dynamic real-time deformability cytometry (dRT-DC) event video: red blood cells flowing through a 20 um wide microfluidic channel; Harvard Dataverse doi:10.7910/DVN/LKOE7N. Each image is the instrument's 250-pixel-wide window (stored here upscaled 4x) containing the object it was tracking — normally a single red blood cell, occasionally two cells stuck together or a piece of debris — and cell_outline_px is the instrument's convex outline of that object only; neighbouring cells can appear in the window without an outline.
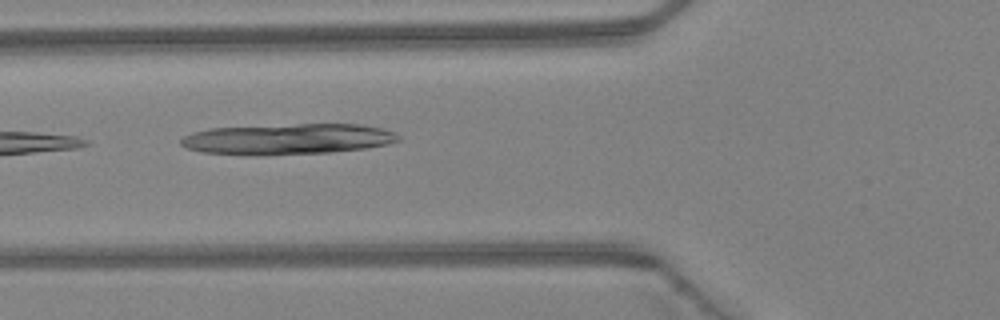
{"species": "Egyptian fruit bat (a non-hibernating species)", "species_latin": "Rousettus aegyptiacus", "temperature_condition": "warm", "stored_images_in_passage": 3, "camera_frame_rate_fps": 3000, "um_per_image_px": 0.085, "animal": {"sex": "female"}, "frame": {"image": 1, "passage_image": 3, "time_ms": 0.667, "image_size_px": [1000, 320], "cell_outline_px": [[400, 140], [388, 144], [368, 148], [328, 152], [200, 152], [188, 148], [180, 144], [180, 140], [184, 136], [192, 132], [208, 128], [296, 124], [360, 124], [380, 128], [392, 132], [400, 136]], "centroid_in_image_um": [24.53, 11.77], "position_along_channel_um": 101.3, "area_um2": 37.34}}